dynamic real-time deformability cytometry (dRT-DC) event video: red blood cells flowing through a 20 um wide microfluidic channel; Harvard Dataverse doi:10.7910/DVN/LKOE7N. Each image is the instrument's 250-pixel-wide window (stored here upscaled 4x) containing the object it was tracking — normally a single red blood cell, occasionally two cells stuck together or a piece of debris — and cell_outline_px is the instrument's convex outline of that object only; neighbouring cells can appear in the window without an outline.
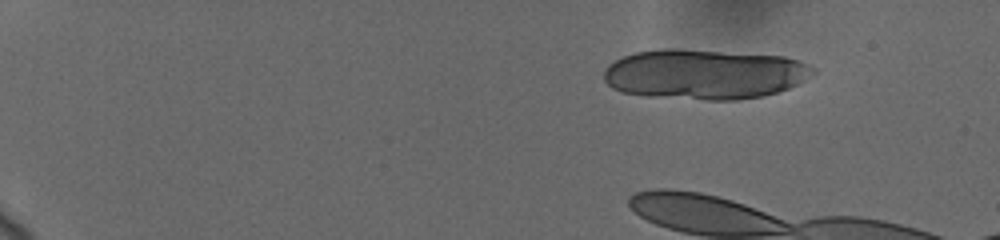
{"species": "human", "species_latin": "Homo sapiens", "temperature_condition": "cold", "stored_images_in_passage": 19, "camera_frame_rate_fps": 3000, "um_per_image_px": 0.085, "donor": {"sex": "female"}, "frame": {"image": 1, "passage_image": 1, "time_ms": 0.0, "image_size_px": [1000, 240], "cell_outline_px": [[816, 72], [812, 76], [788, 88], [776, 92], [760, 96], [736, 100], [704, 100], [648, 96], [624, 92], [612, 88], [604, 80], [604, 68], [608, 64], [624, 56], [636, 52], [672, 48], [676, 48], [784, 56], [800, 60], [816, 68]], "centroid_in_image_um": [59.89, 6.3], "position_along_channel_um": 25.1, "area_um2": 61.15}}